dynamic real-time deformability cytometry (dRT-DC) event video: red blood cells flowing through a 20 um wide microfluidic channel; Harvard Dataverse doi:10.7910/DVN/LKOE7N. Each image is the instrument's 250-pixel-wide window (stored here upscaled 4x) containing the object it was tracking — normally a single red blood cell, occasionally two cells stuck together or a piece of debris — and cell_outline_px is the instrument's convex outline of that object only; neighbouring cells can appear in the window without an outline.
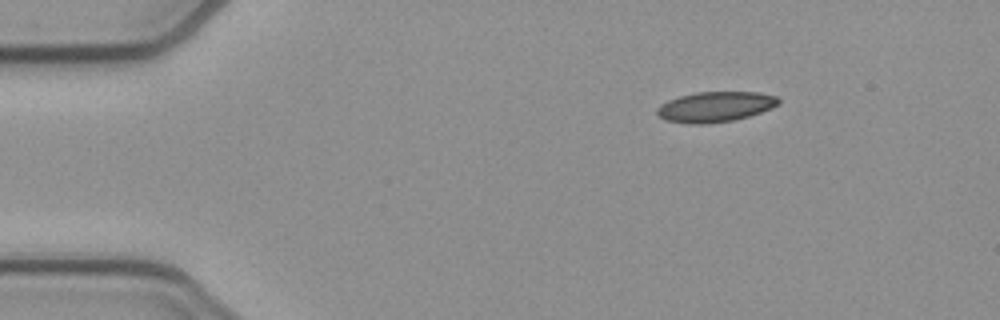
{"species": "common noctule bat (a hibernating species)", "species_latin": "Nyctalus noctula", "temperature_condition": "cold", "stored_images_in_passage": 46, "camera_frame_rate_fps": 3000, "um_per_image_px": 0.085, "animal": {"sex": "female", "body_mass_g": 21.9}, "frame": {"image": 1, "passage_image": 1, "time_ms": 0.0, "image_size_px": [1000, 320], "cell_outline_px": [[780, 104], [772, 108], [748, 116], [732, 120], [704, 124], [692, 124], [664, 120], [656, 112], [656, 108], [660, 104], [668, 100], [680, 96], [696, 92], [760, 92], [776, 96], [780, 100]], "centroid_in_image_um": [60.79, 9.07], "position_along_channel_um": 24.2, "area_um2": 21.44}}
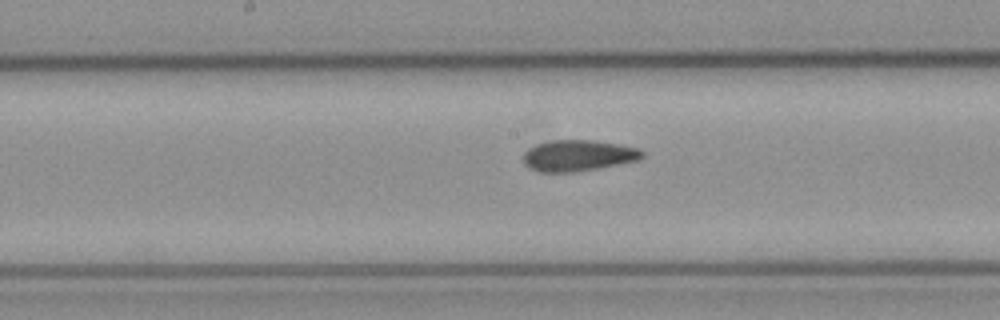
{"frame": {"image": 2, "passage_image": 20, "time_ms": 6.333, "image_size_px": [1000, 320], "cell_outline_px": [[644, 156], [640, 160], [576, 172], [536, 172], [528, 168], [524, 164], [524, 152], [528, 148], [536, 144], [552, 140], [592, 140], [620, 144], [640, 148], [644, 152]], "centroid_in_image_um": [49.15, 13.22], "position_along_channel_um": 199.1, "area_um2": 21.85}}
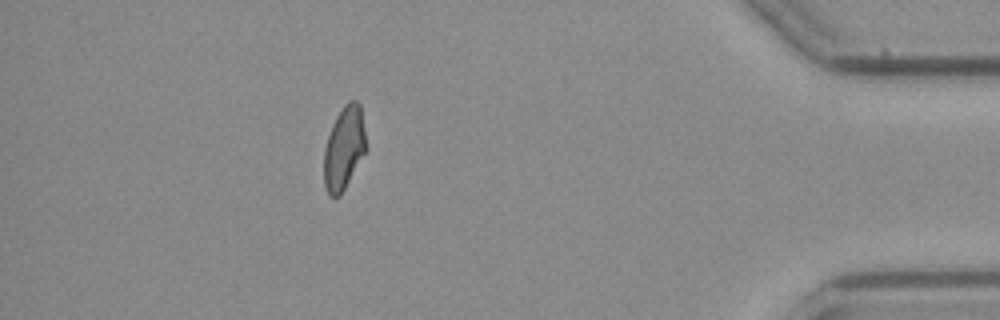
{"frame": {"image": 3, "passage_image": 40, "time_ms": 13.0, "image_size_px": [1000, 320], "cell_outline_px": [[368, 148], [340, 196], [328, 196], [324, 188], [324, 148], [332, 124], [336, 116], [344, 104], [348, 100], [356, 100], [360, 104]], "centroid_in_image_um": [29.25, 12.58], "position_along_channel_um": 406.0, "area_um2": 20.69}, "authors_computed_cell_mechanics": {"area_um2": 21.4438, "velocity_mm_per_s": 3.8817, "shape_relaxation_time_tau1_ms": null, "shape_relaxation_time_tau2_ms": 2.2244, "deformation_change_tau1": null, "deformation_change_tau2": 0.0719}}